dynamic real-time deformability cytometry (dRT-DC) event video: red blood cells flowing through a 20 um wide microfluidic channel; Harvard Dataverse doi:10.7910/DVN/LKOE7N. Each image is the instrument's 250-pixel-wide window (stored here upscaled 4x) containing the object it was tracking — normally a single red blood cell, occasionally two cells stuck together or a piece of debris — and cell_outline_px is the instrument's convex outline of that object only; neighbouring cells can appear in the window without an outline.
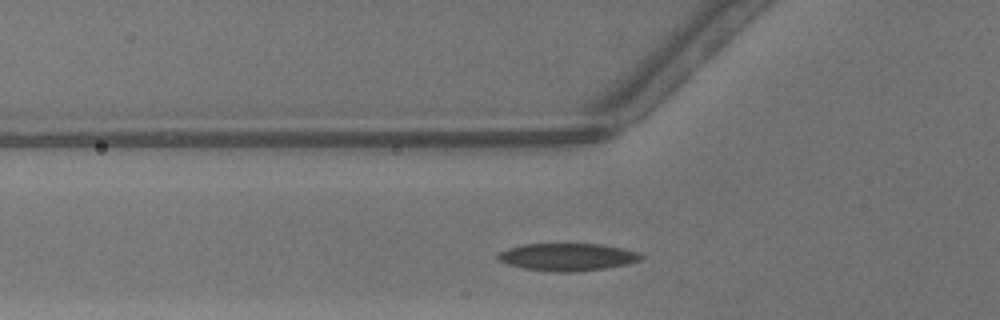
{"species": "common noctule bat (a hibernating species)", "species_latin": "Nyctalus noctula", "temperature_condition": "warm", "stored_images_in_passage": 5, "camera_frame_rate_fps": 3000, "um_per_image_px": 0.085, "animal": {"sex": "male", "body_mass_g": 13.3}, "frame": {"image": 1, "passage_image": 3, "time_ms": 0.667, "image_size_px": [1000, 320], "cell_outline_px": [[644, 256], [640, 260], [628, 264], [608, 268], [572, 272], [552, 272], [524, 268], [508, 264], [496, 260], [496, 256], [500, 252], [508, 248], [524, 244], [604, 244], [636, 252]], "centroid_in_image_um": [48.21, 21.85], "position_along_channel_um": 77.6, "area_um2": 22.95}}